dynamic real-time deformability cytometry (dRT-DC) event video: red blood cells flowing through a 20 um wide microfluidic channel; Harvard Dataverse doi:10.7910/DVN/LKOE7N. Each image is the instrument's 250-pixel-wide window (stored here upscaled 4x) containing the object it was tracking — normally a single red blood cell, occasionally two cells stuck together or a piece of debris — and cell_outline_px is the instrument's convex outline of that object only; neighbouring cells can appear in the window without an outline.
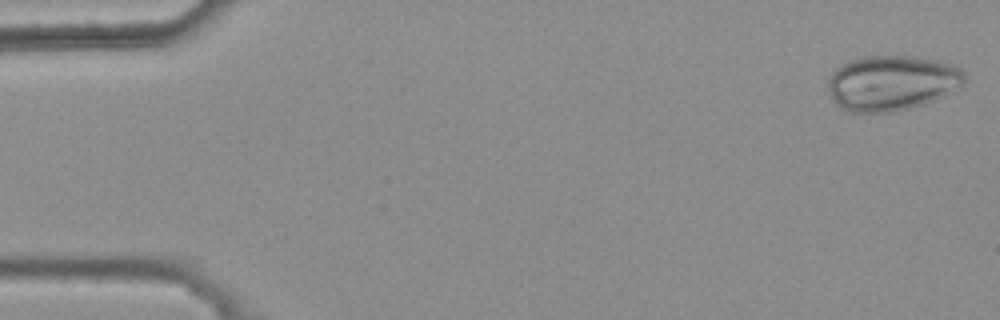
{"species": "common noctule bat (a hibernating species)", "species_latin": "Nyctalus noctula", "temperature_condition": "warm", "stored_images_in_passage": 4, "camera_frame_rate_fps": 3000, "um_per_image_px": 0.085, "animal": {"sex": "female", "body_mass_g": 25.1}, "frame": {"image": 1, "passage_image": 1, "time_ms": 0.0, "image_size_px": [1000, 320], "cell_outline_px": [[968, 76], [964, 84], [924, 104], [892, 112], [852, 112], [840, 108], [832, 100], [828, 88], [828, 80], [832, 72], [840, 64], [864, 56], [916, 56], [948, 64], [960, 68]], "centroid_in_image_um": [75.76, 7.04], "position_along_channel_um": 9.2, "area_um2": 43.75}}